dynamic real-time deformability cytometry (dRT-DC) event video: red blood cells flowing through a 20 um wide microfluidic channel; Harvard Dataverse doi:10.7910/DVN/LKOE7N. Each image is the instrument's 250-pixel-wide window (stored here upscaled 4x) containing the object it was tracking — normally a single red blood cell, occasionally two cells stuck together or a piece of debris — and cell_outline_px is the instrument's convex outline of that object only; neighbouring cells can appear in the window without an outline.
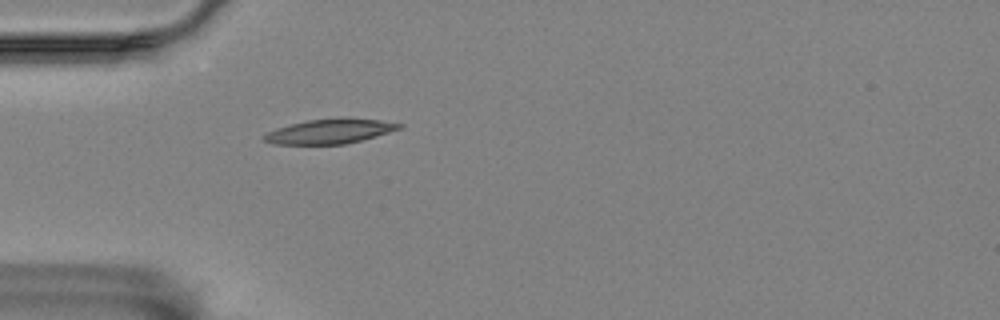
{"species": "Egyptian fruit bat (a non-hibernating species)", "species_latin": "Rousettus aegyptiacus", "temperature_condition": "room temperature", "stored_images_in_passage": 41, "camera_frame_rate_fps": 3000, "um_per_image_px": 0.085, "animal": {"sex": "female"}, "frame": {"image": 1, "passage_image": 1, "time_ms": 0.0, "image_size_px": [1000, 320], "cell_outline_px": [[404, 128], [360, 140], [344, 144], [272, 144], [264, 140], [260, 136], [276, 128], [288, 124], [308, 120], [340, 116], [344, 116], [380, 120], [404, 124]], "centroid_in_image_um": [28.04, 11.13], "position_along_channel_um": 57.0, "area_um2": 19.83}}
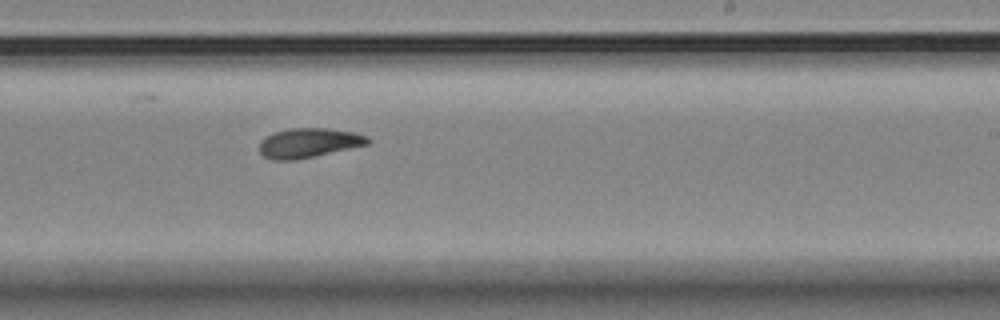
{"frame": {"image": 2, "passage_image": 19, "time_ms": 6.0, "image_size_px": [1000, 320], "cell_outline_px": [[372, 140], [368, 144], [296, 160], [272, 160], [264, 156], [260, 152], [260, 140], [272, 132], [292, 128], [328, 128], [352, 132], [368, 136]], "centroid_in_image_um": [26.22, 12.14], "position_along_channel_um": 262.8, "area_um2": 18.61}}
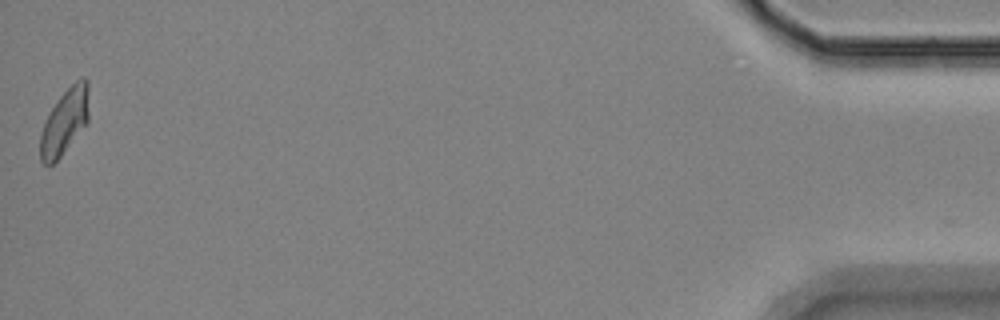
{"frame": {"image": 3, "passage_image": 41, "time_ms": 13.333, "image_size_px": [1000, 320], "cell_outline_px": [[88, 120], [60, 156], [52, 164], [44, 164], [40, 160], [40, 132], [44, 120], [60, 96], [76, 80], [84, 76], [88, 80]], "centroid_in_image_um": [5.47, 10.31], "position_along_channel_um": 429.7, "area_um2": 18.26}, "authors_computed_cell_mechanics": {"area_um2": 18.6694, "velocity_mm_per_s": 3.5019, "shape_relaxation_time_tau1_ms": 4.8443, "shape_relaxation_time_tau2_ms": 2.4183, "deformation_change_tau1": 0.1523, "deformation_change_tau2": 0.076}}